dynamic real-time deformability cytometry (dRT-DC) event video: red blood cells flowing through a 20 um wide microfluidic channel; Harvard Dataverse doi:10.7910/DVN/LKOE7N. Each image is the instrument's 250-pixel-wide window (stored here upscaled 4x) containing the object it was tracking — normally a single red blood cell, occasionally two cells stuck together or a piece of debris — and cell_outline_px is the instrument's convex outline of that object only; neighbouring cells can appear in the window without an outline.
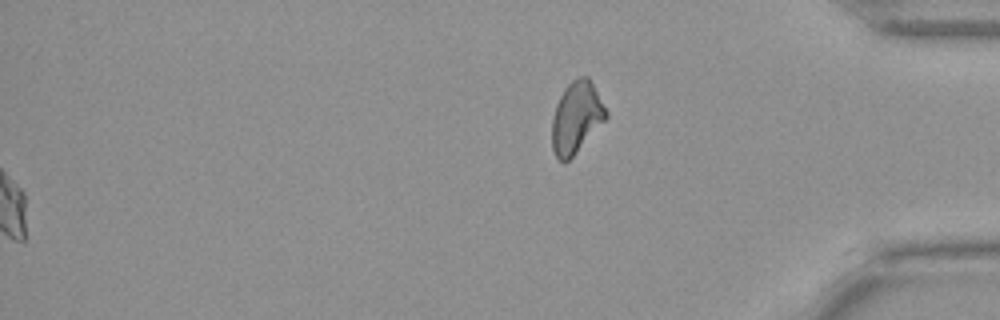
{"species": "Egyptian fruit bat (a non-hibernating species)", "species_latin": "Rousettus aegyptiacus", "temperature_condition": "warm", "stored_images_in_passage": 41, "segment_of_instrument_passage": [2, 2], "camera_frame_rate_fps": 3000, "um_per_image_px": 0.085, "animal": {"sex": "female"}, "frame": {"image": 1, "passage_image": 41, "time_ms": 13.333, "image_size_px": [1000, 320], "cell_outline_px": [[608, 116], [576, 152], [564, 164], [556, 156], [552, 148], [552, 120], [556, 104], [564, 88], [572, 80], [580, 76], [588, 76], [608, 112]], "centroid_in_image_um": [48.97, 9.97], "position_along_channel_um": 386.2, "area_um2": 22.2}}